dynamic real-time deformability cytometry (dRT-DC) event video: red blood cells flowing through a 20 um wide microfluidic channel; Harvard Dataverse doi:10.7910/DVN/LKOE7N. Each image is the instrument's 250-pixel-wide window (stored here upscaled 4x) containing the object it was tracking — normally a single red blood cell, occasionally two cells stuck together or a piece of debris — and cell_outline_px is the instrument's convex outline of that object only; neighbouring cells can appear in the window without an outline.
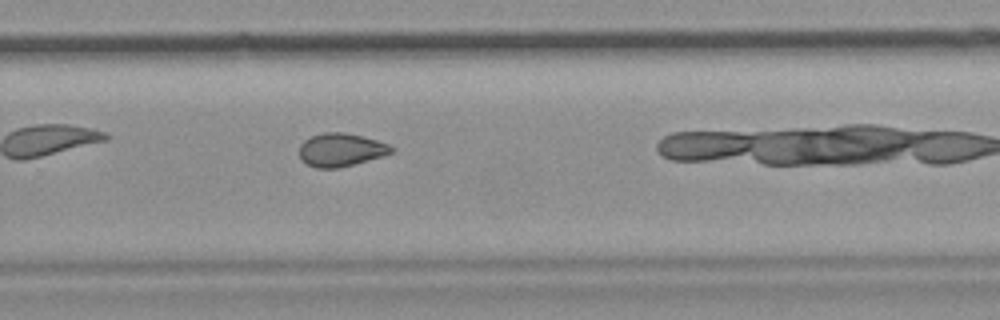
{"species": "common noctule bat (a hibernating species)", "species_latin": "Nyctalus noctula", "temperature_condition": "room temperature", "stored_images_in_passage": 27, "camera_frame_rate_fps": 3000, "um_per_image_px": 0.085, "animal": {"sex": "female", "body_mass_g": 19.9}, "frame": {"image": 1, "passage_image": 20, "time_ms": 6.333, "image_size_px": [1000, 320], "cell_outline_px": [[396, 148], [392, 152], [380, 156], [352, 164], [336, 168], [316, 168], [304, 164], [300, 160], [300, 144], [304, 140], [312, 136], [324, 132], [344, 132], [376, 140], [388, 144]], "centroid_in_image_um": [28.92, 12.73], "position_along_channel_um": 300.9, "area_um2": 17.63}}